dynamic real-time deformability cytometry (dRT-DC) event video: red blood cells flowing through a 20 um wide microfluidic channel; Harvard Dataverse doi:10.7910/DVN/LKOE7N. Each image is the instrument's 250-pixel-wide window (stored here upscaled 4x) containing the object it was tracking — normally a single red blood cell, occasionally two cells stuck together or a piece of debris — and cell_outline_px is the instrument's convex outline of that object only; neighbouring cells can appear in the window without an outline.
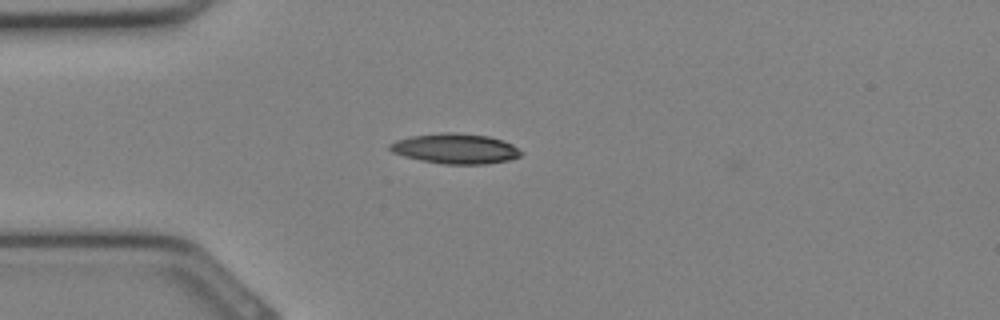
{"species": "Egyptian fruit bat (a non-hibernating species)", "species_latin": "Rousettus aegyptiacus", "temperature_condition": "cold", "stored_images_in_passage": 9, "camera_frame_rate_fps": 3000, "um_per_image_px": 0.085, "animal": {"sex": "female"}, "frame": {"image": 1, "passage_image": 7, "time_ms": 2.0, "image_size_px": [1000, 320], "cell_outline_px": [[524, 152], [520, 156], [508, 160], [484, 164], [444, 164], [404, 156], [392, 152], [388, 148], [388, 144], [396, 140], [412, 136], [440, 132], [456, 132], [488, 136], [504, 140], [512, 144]], "centroid_in_image_um": [38.72, 12.62], "position_along_channel_um": 46.3, "area_um2": 23.06}}